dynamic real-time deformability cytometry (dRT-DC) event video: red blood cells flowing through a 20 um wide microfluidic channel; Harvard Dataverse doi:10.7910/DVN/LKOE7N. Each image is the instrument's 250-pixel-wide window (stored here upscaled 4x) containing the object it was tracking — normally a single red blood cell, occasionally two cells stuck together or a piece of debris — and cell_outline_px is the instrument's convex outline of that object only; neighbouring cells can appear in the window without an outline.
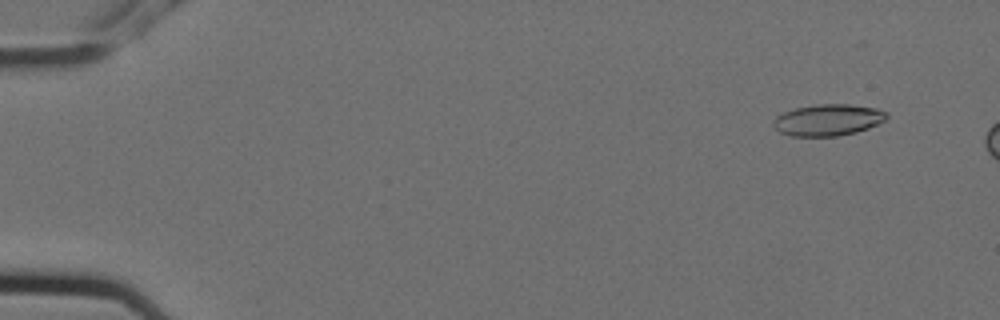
{"species": "Egyptian fruit bat (a non-hibernating species)", "species_latin": "Rousettus aegyptiacus", "temperature_condition": "cold", "stored_images_in_passage": 2, "camera_frame_rate_fps": 3000, "um_per_image_px": 0.085, "animal": {"sex": "female"}, "frame": {"image": 1, "passage_image": 1, "time_ms": 0.0, "image_size_px": [1000, 320], "cell_outline_px": [[888, 116], [884, 120], [868, 128], [856, 132], [836, 136], [792, 136], [780, 132], [772, 124], [772, 120], [776, 116], [784, 112], [796, 108], [816, 104], [848, 104], [876, 108], [888, 112]], "centroid_in_image_um": [70.37, 10.19], "position_along_channel_um": 14.6, "area_um2": 20.75}}